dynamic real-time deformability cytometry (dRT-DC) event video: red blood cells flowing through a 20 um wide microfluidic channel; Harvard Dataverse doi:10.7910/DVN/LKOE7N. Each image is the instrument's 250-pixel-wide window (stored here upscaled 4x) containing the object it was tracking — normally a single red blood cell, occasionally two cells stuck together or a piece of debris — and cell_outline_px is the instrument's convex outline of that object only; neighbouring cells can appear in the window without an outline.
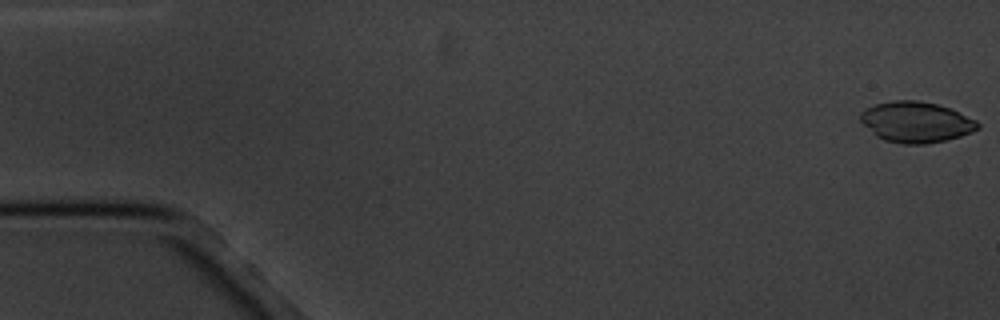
{"species": "common noctule bat (a hibernating species)", "species_latin": "Nyctalus noctula", "temperature_condition": "cold", "stored_images_in_passage": 16, "camera_frame_rate_fps": 3000, "um_per_image_px": 0.085, "animal": {"sex": "male", "body_mass_g": 20.1, "forearm_length_mm": 53.5}, "frame": {"image": 1, "passage_image": 1, "time_ms": 0.0, "image_size_px": [1000, 320], "cell_outline_px": [[980, 128], [972, 132], [960, 136], [928, 144], [904, 144], [884, 140], [876, 136], [860, 120], [860, 112], [864, 108], [876, 104], [896, 100], [916, 100], [936, 104], [948, 108], [976, 120], [980, 124]], "centroid_in_image_um": [77.85, 10.38], "position_along_channel_um": 7.1, "area_um2": 27.69}}
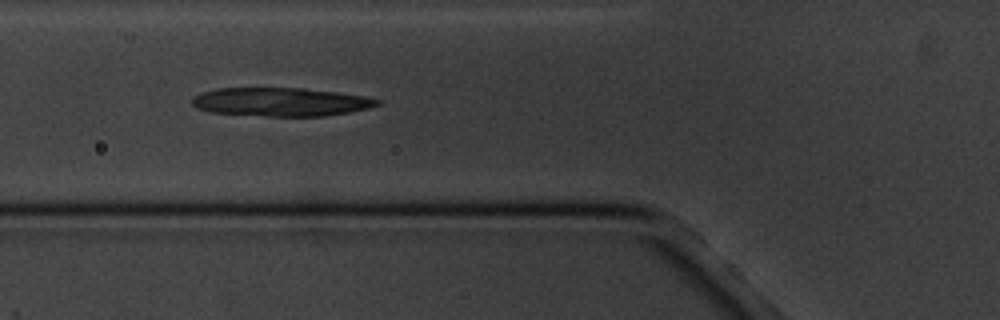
{"frame": {"image": 2, "passage_image": 6, "time_ms": 6.667, "image_size_px": [1000, 320], "cell_outline_px": [[380, 104], [368, 108], [348, 112], [324, 116], [268, 116], [208, 112], [196, 108], [192, 104], [192, 96], [200, 92], [216, 88], [304, 88], [336, 92], [364, 96], [380, 100]], "centroid_in_image_um": [23.8, 8.66], "position_along_channel_um": 102.0, "area_um2": 30.87}}
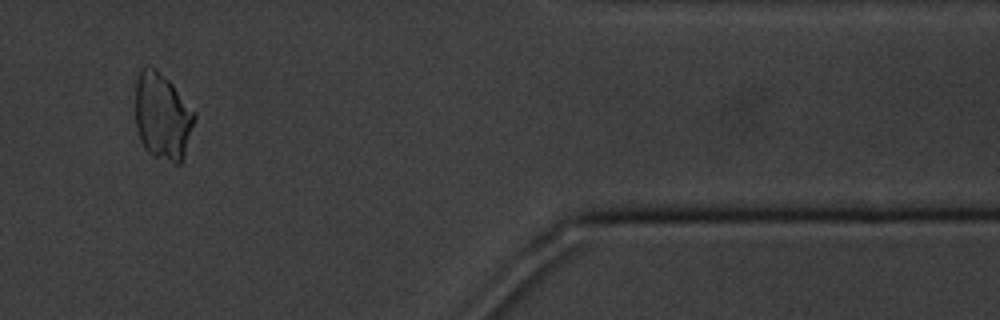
{"frame": {"image": 3, "passage_image": 14, "time_ms": 16.333, "image_size_px": [1000, 320], "cell_outline_px": [[196, 116], [184, 156], [180, 164], [176, 164], [152, 156], [144, 148], [140, 140], [136, 128], [136, 80], [140, 68], [156, 68], [172, 84], [196, 112]], "centroid_in_image_um": [13.81, 9.92], "position_along_channel_um": 397.6, "area_um2": 29.94}}